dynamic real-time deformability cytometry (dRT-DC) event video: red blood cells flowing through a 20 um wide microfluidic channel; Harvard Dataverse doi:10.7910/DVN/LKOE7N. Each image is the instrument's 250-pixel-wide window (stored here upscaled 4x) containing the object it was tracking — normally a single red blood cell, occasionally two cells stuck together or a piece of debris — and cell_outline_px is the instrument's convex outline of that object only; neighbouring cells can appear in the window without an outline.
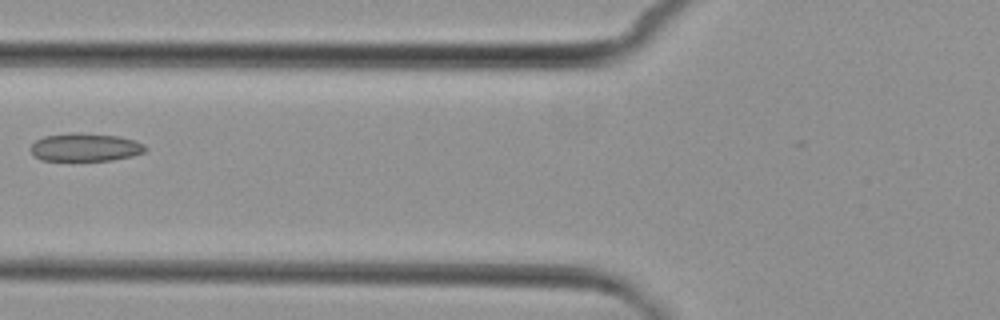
{"species": "common noctule bat (a hibernating species)", "species_latin": "Nyctalus noctula", "temperature_condition": "cold", "stored_images_in_passage": 6, "camera_frame_rate_fps": 3000, "um_per_image_px": 0.085, "animal": {"sex": "female", "body_mass_g": 29.2, "forearm_length_mm": 56.3}, "frame": {"image": 1, "passage_image": 5, "time_ms": 4.667, "image_size_px": [1000, 320], "cell_outline_px": [[148, 148], [144, 152], [132, 156], [112, 160], [40, 160], [28, 148], [36, 140], [44, 136], [72, 132], [76, 132], [120, 136], [144, 144]], "centroid_in_image_um": [7.24, 12.51], "position_along_channel_um": 118.6, "area_um2": 18.79}}
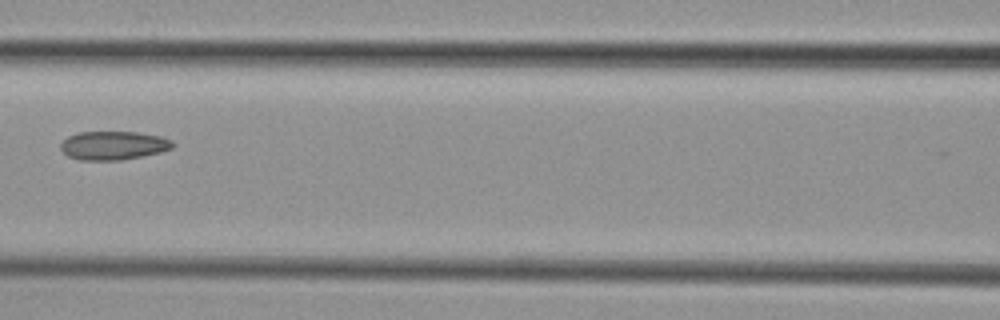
{"frame": {"image": 2, "passage_image": 6, "time_ms": 5.667, "image_size_px": [1000, 320], "cell_outline_px": [[176, 144], [172, 148], [160, 152], [120, 160], [80, 160], [68, 156], [60, 148], [60, 144], [68, 136], [76, 132], [136, 132], [160, 136], [172, 140]], "centroid_in_image_um": [9.63, 12.36], "position_along_channel_um": 157.0, "area_um2": 18.67}}